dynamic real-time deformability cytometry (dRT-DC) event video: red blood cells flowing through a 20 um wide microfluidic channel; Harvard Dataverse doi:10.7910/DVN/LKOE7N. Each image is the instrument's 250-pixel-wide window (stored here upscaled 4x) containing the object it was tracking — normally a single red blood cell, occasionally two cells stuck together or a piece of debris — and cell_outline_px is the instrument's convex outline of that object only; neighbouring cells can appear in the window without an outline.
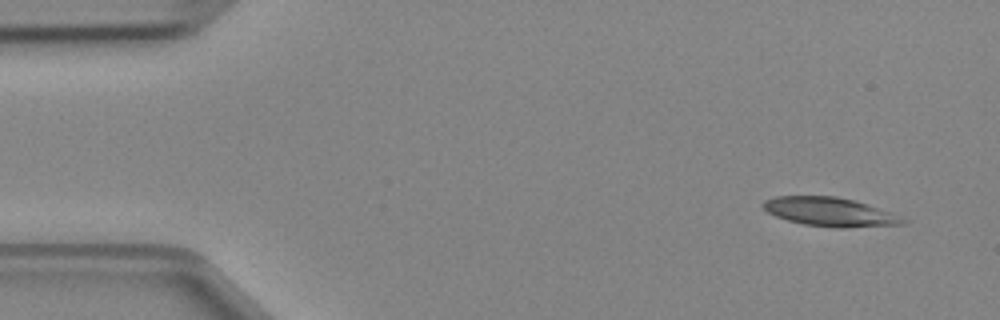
{"species": "Egyptian fruit bat (a non-hibernating species)", "species_latin": "Rousettus aegyptiacus", "temperature_condition": "cold", "stored_images_in_passage": 3, "camera_frame_rate_fps": 3000, "um_per_image_px": 0.085, "animal": {"sex": "female"}, "frame": {"image": 1, "passage_image": 1, "time_ms": 0.0, "image_size_px": [1000, 320], "cell_outline_px": [[908, 220], [904, 224], [844, 228], [836, 228], [804, 224], [788, 220], [776, 216], [768, 212], [760, 204], [764, 200], [776, 196], [836, 196], [852, 200], [888, 212]], "centroid_in_image_um": [70.48, 18.01], "position_along_channel_um": 14.5, "area_um2": 23.12}}
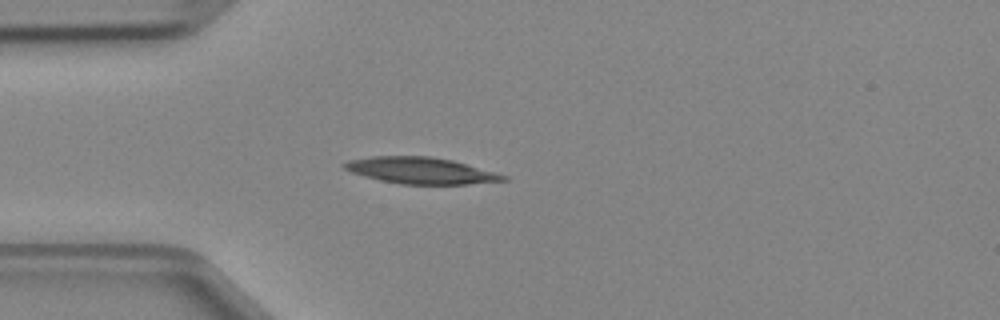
{"frame": {"image": 2, "passage_image": 3, "time_ms": 0.667, "image_size_px": [1000, 320], "cell_outline_px": [[508, 180], [468, 184], [400, 184], [380, 180], [364, 176], [352, 172], [344, 168], [340, 164], [348, 160], [372, 156], [432, 156], [452, 160], [508, 176]], "centroid_in_image_um": [35.73, 14.49], "position_along_channel_um": 49.3, "area_um2": 24.39}}